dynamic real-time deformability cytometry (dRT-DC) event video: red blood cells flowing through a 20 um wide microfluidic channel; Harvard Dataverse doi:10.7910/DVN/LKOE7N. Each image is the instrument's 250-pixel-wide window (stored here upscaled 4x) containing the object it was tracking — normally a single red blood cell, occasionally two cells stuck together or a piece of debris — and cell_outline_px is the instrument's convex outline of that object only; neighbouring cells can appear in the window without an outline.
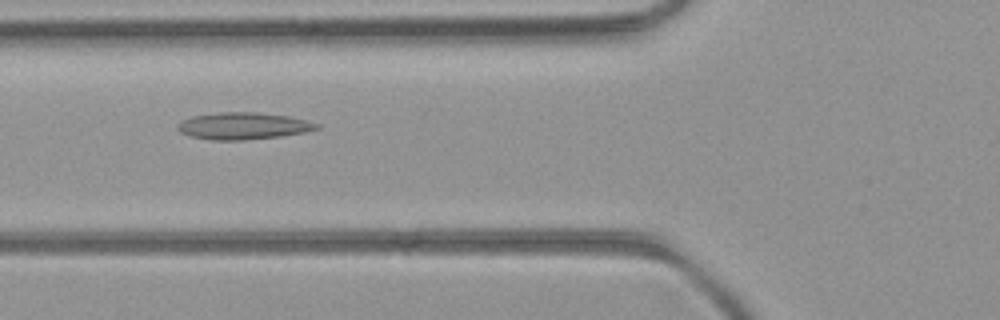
{"species": "common noctule bat (a hibernating species)", "species_latin": "Nyctalus noctula", "temperature_condition": "room temperature", "stored_images_in_passage": 35, "camera_frame_rate_fps": 3000, "um_per_image_px": 0.085, "animal": {"sex": "female", "body_mass_g": 21.9}, "frame": {"image": 1, "passage_image": 3, "time_ms": 0.667, "image_size_px": [1000, 320], "cell_outline_px": [[320, 128], [304, 132], [280, 136], [244, 140], [212, 140], [192, 136], [180, 132], [176, 128], [176, 124], [192, 116], [220, 112], [256, 112], [288, 116], [320, 124]], "centroid_in_image_um": [20.66, 10.7], "position_along_channel_um": 105.1, "area_um2": 21.68}}
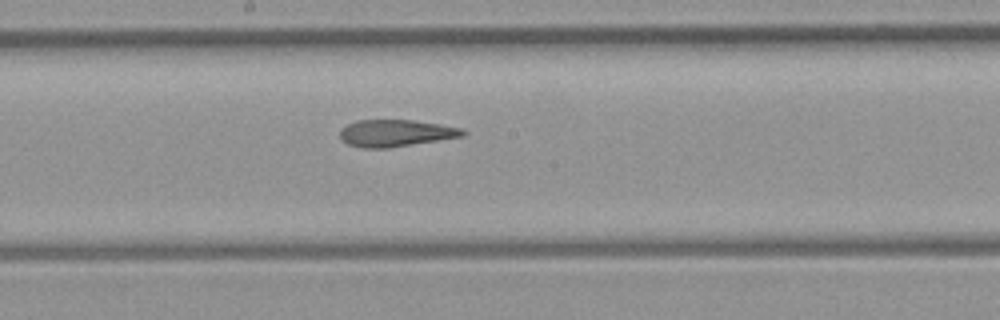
{"frame": {"image": 2, "passage_image": 11, "time_ms": 3.333, "image_size_px": [1000, 320], "cell_outline_px": [[468, 132], [464, 136], [388, 148], [360, 148], [348, 144], [340, 136], [340, 128], [356, 120], [416, 120], [464, 128]], "centroid_in_image_um": [33.67, 11.31], "position_along_channel_um": 214.5, "area_um2": 19.42}}
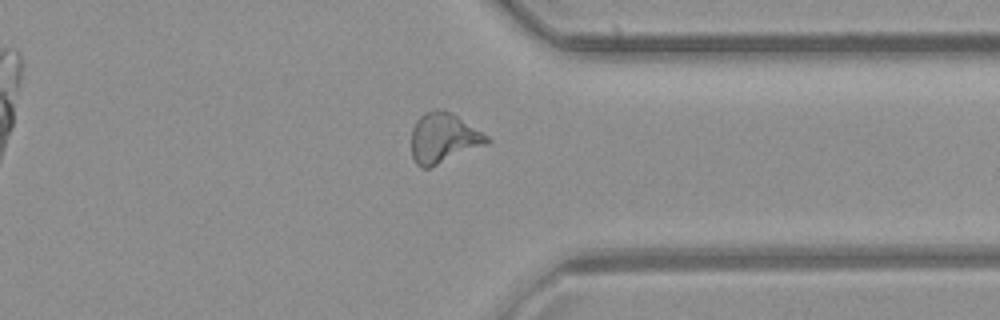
{"frame": {"image": 3, "passage_image": 23, "time_ms": 7.333, "image_size_px": [1000, 320], "cell_outline_px": [[492, 140], [488, 144], [428, 168], [420, 168], [416, 164], [412, 156], [412, 128], [416, 120], [424, 112], [436, 108], [444, 108], [488, 136]], "centroid_in_image_um": [37.68, 11.72], "position_along_channel_um": 373.7, "area_um2": 22.02}}